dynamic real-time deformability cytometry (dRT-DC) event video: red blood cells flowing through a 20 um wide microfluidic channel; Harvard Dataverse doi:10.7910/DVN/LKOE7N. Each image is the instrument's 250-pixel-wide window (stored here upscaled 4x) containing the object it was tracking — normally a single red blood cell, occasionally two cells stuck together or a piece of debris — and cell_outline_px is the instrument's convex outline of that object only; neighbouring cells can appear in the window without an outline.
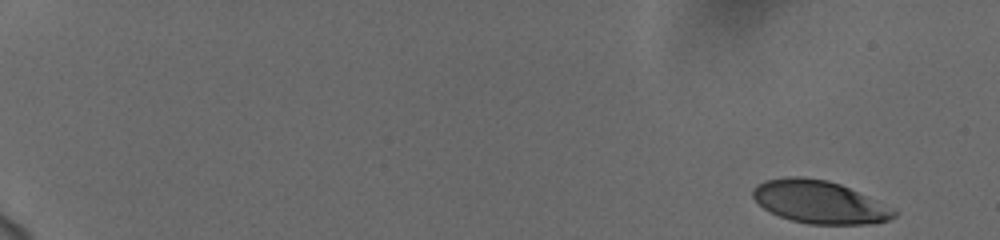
{"species": "human", "species_latin": "Homo sapiens", "temperature_condition": "cold", "stored_images_in_passage": 55, "camera_frame_rate_fps": 3000, "um_per_image_px": 0.085, "donor": {"sex": "female"}, "frame": {"image": 1, "passage_image": 1, "time_ms": 0.0, "image_size_px": [1000, 240], "cell_outline_px": [[896, 216], [888, 220], [868, 224], [808, 224], [792, 220], [780, 216], [764, 208], [752, 196], [752, 188], [756, 184], [764, 180], [788, 176], [800, 176], [828, 180], [840, 184], [896, 208]], "centroid_in_image_um": [69.66, 17.16], "position_along_channel_um": 15.3, "area_um2": 35.26}}
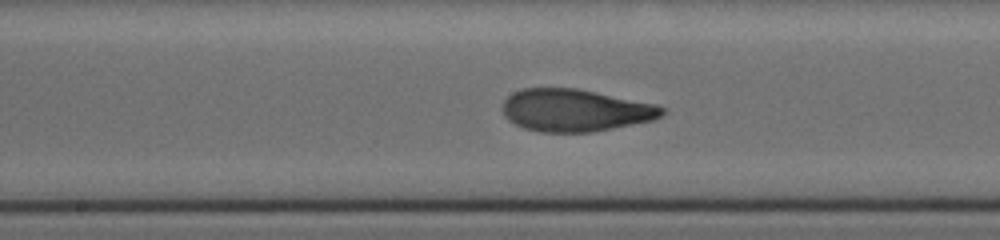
{"frame": {"image": 2, "passage_image": 31, "time_ms": 10.0, "image_size_px": [1000, 240], "cell_outline_px": [[664, 112], [660, 116], [652, 120], [592, 132], [540, 132], [524, 128], [508, 120], [504, 116], [504, 100], [512, 92], [524, 88], [576, 88], [656, 104], [664, 108]], "centroid_in_image_um": [48.86, 9.37], "position_along_channel_um": 199.3, "area_um2": 39.07}}
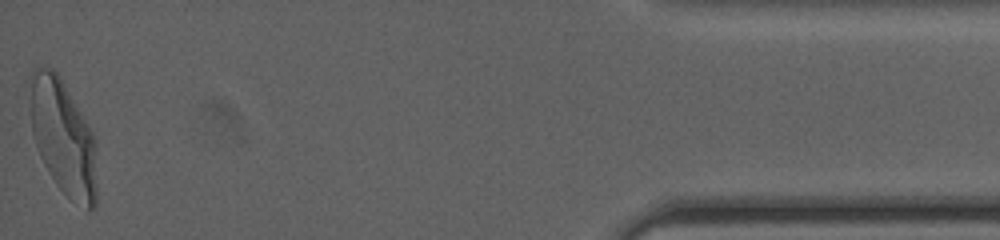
{"frame": {"image": 3, "passage_image": 55, "time_ms": 18.0, "image_size_px": [1000, 240], "cell_outline_px": [[96, 208], [88, 212], [72, 200], [56, 184], [48, 172], [40, 156], [32, 132], [32, 68], [52, 68], [60, 76], [92, 132], [96, 188]], "centroid_in_image_um": [5.38, 11.73], "position_along_channel_um": 429.8, "area_um2": 43.58}, "authors_computed_cell_mechanics": {"area_um2": 38.8994, "velocity_mm_per_s": 3.7353, "shape_relaxation_time_tau1_ms": 4.8382, "shape_relaxation_time_tau2_ms": 0.9518, "deformation_change_tau1": 0.2031, "deformation_change_tau2": 0.0707}}